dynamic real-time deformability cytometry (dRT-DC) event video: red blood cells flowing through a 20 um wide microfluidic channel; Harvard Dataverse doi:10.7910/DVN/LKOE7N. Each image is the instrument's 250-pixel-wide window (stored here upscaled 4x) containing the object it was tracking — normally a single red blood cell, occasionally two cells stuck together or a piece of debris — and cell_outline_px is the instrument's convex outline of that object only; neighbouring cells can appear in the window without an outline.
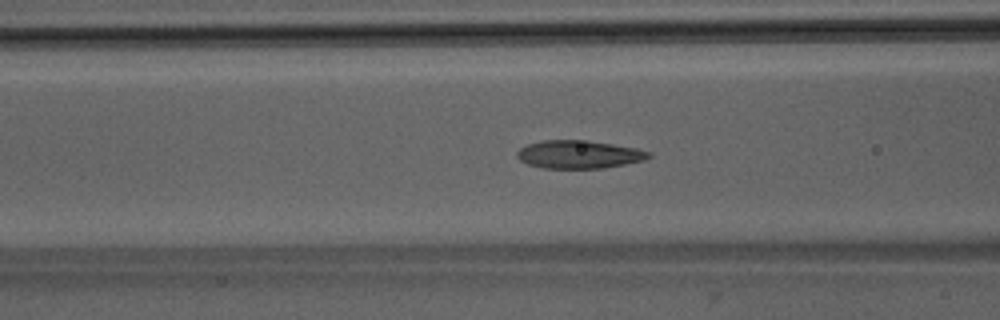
{"species": "Egyptian fruit bat (a non-hibernating species)", "species_latin": "Rousettus aegyptiacus", "temperature_condition": "room temperature", "stored_images_in_passage": 50, "camera_frame_rate_fps": 3000, "um_per_image_px": 0.085, "animal": {"sex": "male"}, "frame": {"image": 1, "passage_image": 19, "time_ms": 6.0, "image_size_px": [1000, 320], "cell_outline_px": [[652, 156], [644, 160], [604, 168], [544, 168], [528, 164], [520, 160], [516, 156], [516, 152], [520, 148], [528, 144], [540, 140], [588, 140], [636, 148], [652, 152]], "centroid_in_image_um": [49.21, 13.12], "position_along_channel_um": 117.4, "area_um2": 21.56}}
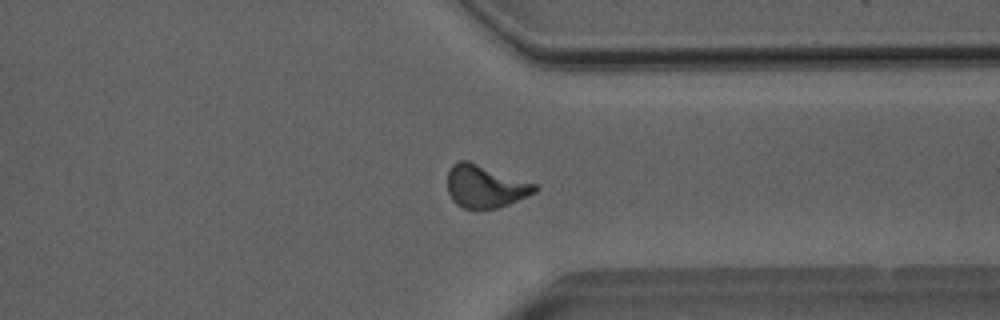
{"frame": {"image": 2, "passage_image": 38, "time_ms": 12.333, "image_size_px": [1000, 320], "cell_outline_px": [[540, 188], [536, 192], [528, 196], [508, 204], [496, 208], [464, 208], [456, 204], [452, 200], [448, 192], [448, 168], [452, 164], [460, 160], [468, 160], [540, 184]], "centroid_in_image_um": [41.28, 15.82], "position_along_channel_um": 370.1, "area_um2": 22.08}}
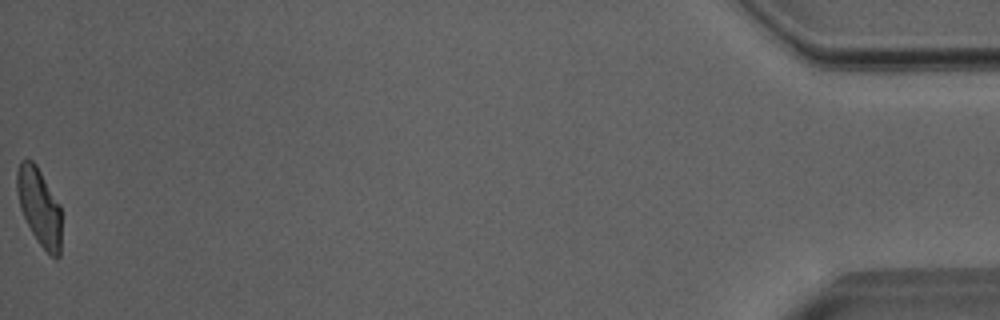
{"frame": {"image": 3, "passage_image": 50, "time_ms": 16.333, "image_size_px": [1000, 320], "cell_outline_px": [[60, 256], [56, 260], [40, 244], [32, 232], [20, 208], [16, 192], [16, 172], [20, 160], [32, 160], [36, 164], [60, 204]], "centroid_in_image_um": [3.32, 17.54], "position_along_channel_um": 431.9, "area_um2": 19.94}, "authors_computed_cell_mechanics": {"area_um2": 21.2993, "velocity_mm_per_s": 4.0094, "shape_relaxation_time_tau1_ms": 5.3589, "shape_relaxation_time_tau2_ms": 1.4834, "deformation_change_tau1": 0.172, "deformation_change_tau2": 0.0915}}